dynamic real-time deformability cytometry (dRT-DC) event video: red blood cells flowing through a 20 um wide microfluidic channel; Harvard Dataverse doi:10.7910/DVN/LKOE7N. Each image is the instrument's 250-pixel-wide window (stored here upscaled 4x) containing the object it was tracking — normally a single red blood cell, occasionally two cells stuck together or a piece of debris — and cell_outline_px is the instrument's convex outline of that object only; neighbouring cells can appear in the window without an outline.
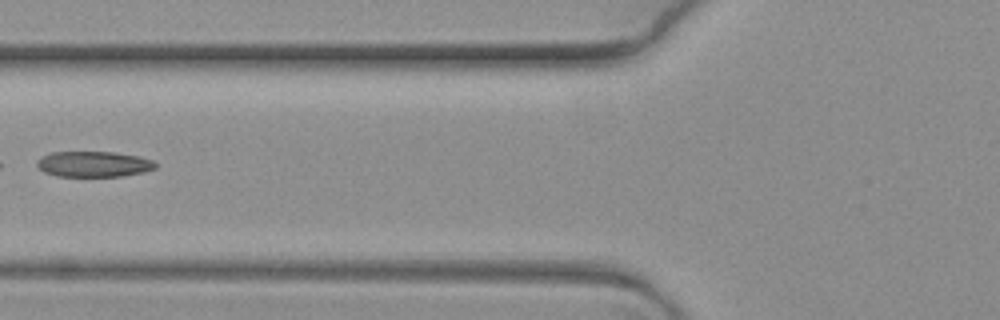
{"species": "common noctule bat (a hibernating species)", "species_latin": "Nyctalus noctula", "temperature_condition": "warm", "stored_images_in_passage": 8, "camera_frame_rate_fps": 3000, "um_per_image_px": 0.085, "animal": {"sex": "female", "body_mass_g": 19.3, "forearm_length_mm": 54.1}, "frame": {"image": 1, "passage_image": 5, "time_ms": 1.333, "image_size_px": [1000, 320], "cell_outline_px": [[156, 168], [144, 172], [120, 176], [56, 176], [44, 172], [36, 164], [36, 160], [52, 152], [116, 152], [140, 156], [152, 160], [156, 164]], "centroid_in_image_um": [7.98, 13.94], "position_along_channel_um": 117.8, "area_um2": 17.69}}
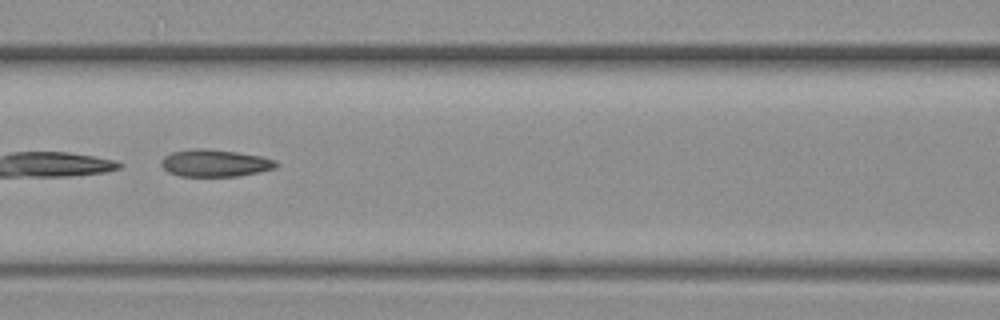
{"frame": {"image": 2, "passage_image": 6, "time_ms": 1.667, "image_size_px": [1000, 320], "cell_outline_px": [[280, 164], [276, 168], [260, 172], [236, 176], [180, 176], [168, 172], [160, 164], [160, 160], [164, 156], [172, 152], [192, 148], [204, 148], [236, 152], [260, 156], [276, 160]], "centroid_in_image_um": [18.27, 13.86], "position_along_channel_um": 148.3, "area_um2": 18.32}}
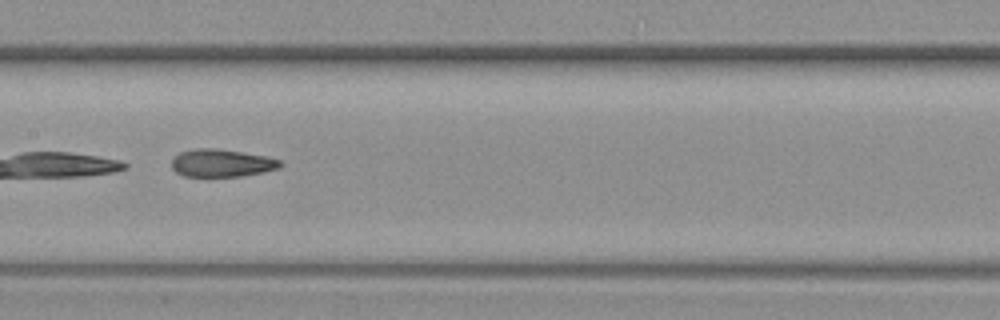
{"frame": {"image": 3, "passage_image": 7, "time_ms": 2.0, "image_size_px": [1000, 320], "cell_outline_px": [[284, 164], [280, 168], [264, 172], [240, 176], [184, 176], [176, 172], [172, 168], [172, 160], [180, 152], [192, 148], [216, 148], [244, 152], [268, 156], [280, 160]], "centroid_in_image_um": [18.88, 13.85], "position_along_channel_um": 188.5, "area_um2": 17.69}}